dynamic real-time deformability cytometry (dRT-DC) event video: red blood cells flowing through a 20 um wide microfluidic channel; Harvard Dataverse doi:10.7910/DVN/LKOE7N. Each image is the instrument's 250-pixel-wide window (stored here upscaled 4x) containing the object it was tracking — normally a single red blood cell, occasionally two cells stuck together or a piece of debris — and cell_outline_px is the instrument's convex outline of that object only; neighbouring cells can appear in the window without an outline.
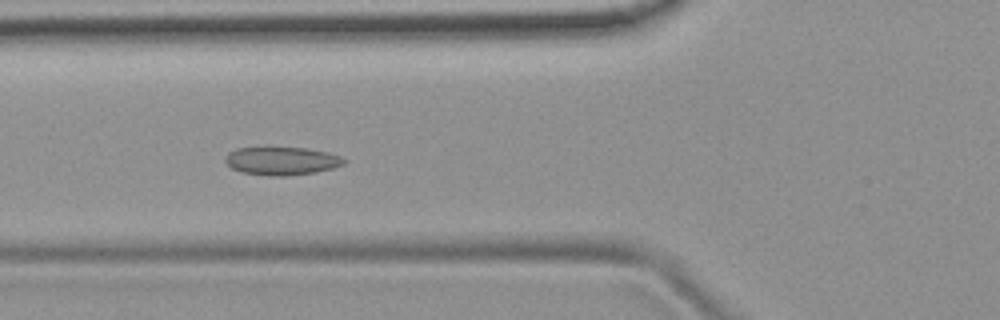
{"species": "common noctule bat (a hibernating species)", "species_latin": "Nyctalus noctula", "temperature_condition": "room temperature", "stored_images_in_passage": 7, "camera_frame_rate_fps": 3000, "um_per_image_px": 0.085, "animal": {"sex": "female", "body_mass_g": 19.9}, "frame": {"image": 1, "passage_image": 3, "time_ms": 4.667, "image_size_px": [1000, 320], "cell_outline_px": [[348, 160], [344, 164], [332, 168], [316, 172], [284, 176], [268, 176], [240, 172], [232, 168], [224, 160], [224, 156], [228, 152], [236, 148], [308, 148], [328, 152], [340, 156]], "centroid_in_image_um": [23.94, 13.68], "position_along_channel_um": 101.9, "area_um2": 19.54}}
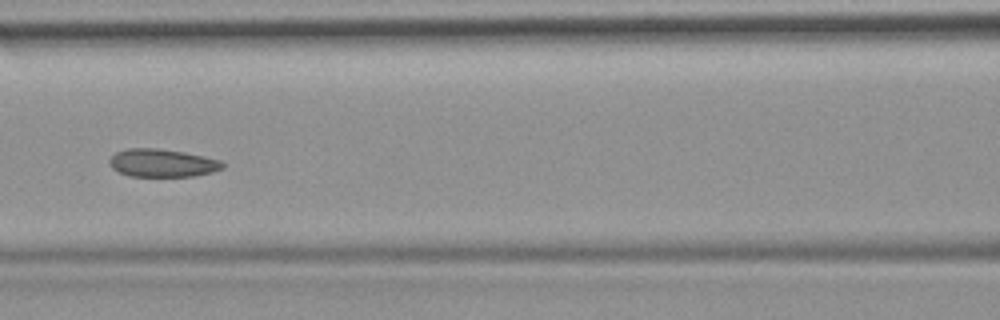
{"frame": {"image": 2, "passage_image": 4, "time_ms": 6.0, "image_size_px": [1000, 320], "cell_outline_px": [[224, 168], [212, 172], [192, 176], [128, 176], [112, 168], [108, 164], [108, 160], [116, 152], [128, 148], [160, 148], [184, 152], [204, 156], [220, 160], [224, 164]], "centroid_in_image_um": [13.78, 13.85], "position_along_channel_um": 152.8, "area_um2": 18.5}}
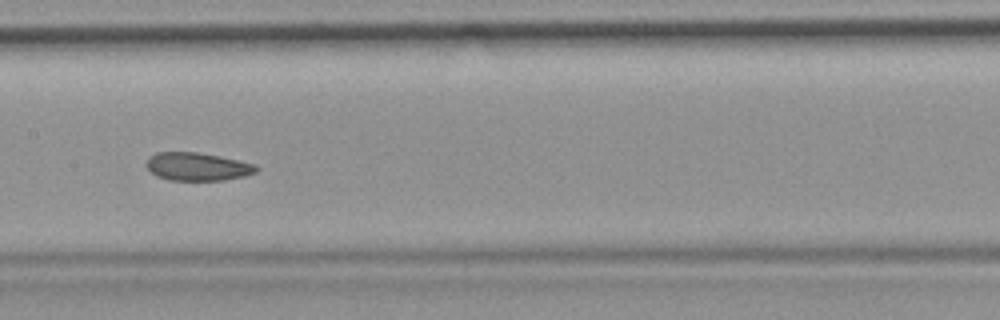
{"frame": {"image": 3, "passage_image": 5, "time_ms": 7.0, "image_size_px": [1000, 320], "cell_outline_px": [[260, 168], [256, 172], [244, 176], [224, 180], [168, 180], [156, 176], [144, 164], [148, 156], [156, 152], [196, 152], [256, 164]], "centroid_in_image_um": [16.74, 14.16], "position_along_channel_um": 190.7, "area_um2": 17.98}}